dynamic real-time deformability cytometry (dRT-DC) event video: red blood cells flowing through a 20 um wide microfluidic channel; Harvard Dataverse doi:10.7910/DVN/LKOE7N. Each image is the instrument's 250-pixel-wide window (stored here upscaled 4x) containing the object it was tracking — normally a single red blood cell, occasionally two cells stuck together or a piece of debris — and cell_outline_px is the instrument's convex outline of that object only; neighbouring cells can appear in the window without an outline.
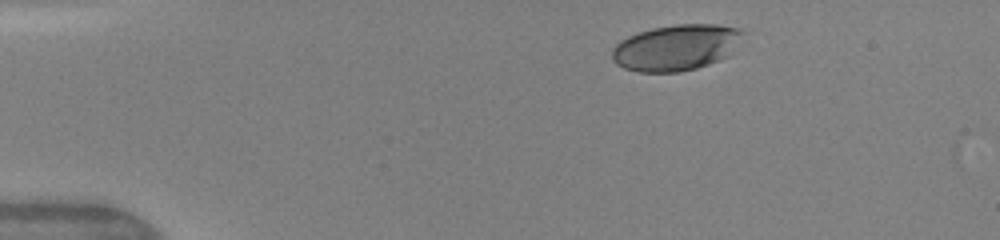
{"species": "human", "species_latin": "Homo sapiens", "temperature_condition": "warm", "stored_images_in_passage": 41, "camera_frame_rate_fps": 3000, "um_per_image_px": 0.085, "donor": {"sex": "female"}, "frame": {"image": 1, "passage_image": 1, "time_ms": 0.0, "image_size_px": [1000, 240], "cell_outline_px": [[748, 32], [728, 56], [708, 64], [696, 68], [680, 72], [636, 72], [624, 68], [616, 64], [612, 60], [612, 48], [620, 40], [628, 36], [652, 28], [676, 24], [716, 24], [740, 28]], "centroid_in_image_um": [57.49, 4.03], "position_along_channel_um": 27.5, "area_um2": 35.43}}
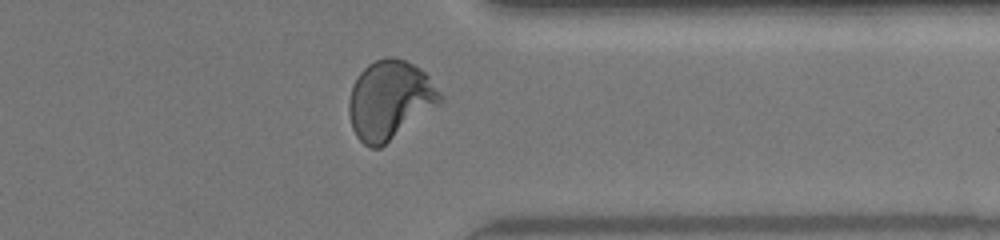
{"frame": {"image": 2, "passage_image": 32, "time_ms": 10.333, "image_size_px": [1000, 240], "cell_outline_px": [[444, 100], [440, 104], [380, 148], [372, 148], [364, 144], [356, 136], [352, 128], [348, 112], [348, 100], [352, 84], [356, 76], [368, 64], [384, 56], [388, 56], [404, 60], [420, 68], [428, 76], [444, 96]], "centroid_in_image_um": [33.12, 8.49], "position_along_channel_um": 378.3, "area_um2": 42.14}}
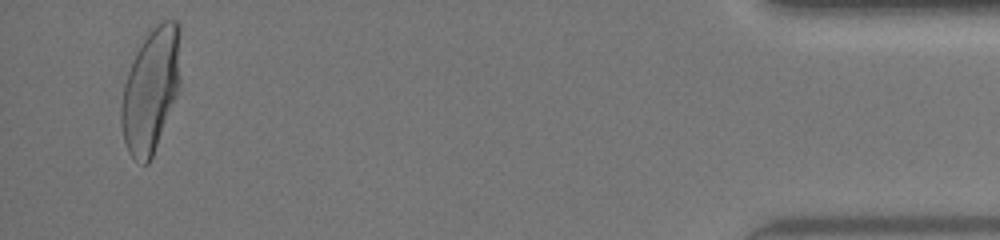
{"frame": {"image": 3, "passage_image": 40, "time_ms": 13.0, "image_size_px": [1000, 240], "cell_outline_px": [[180, 84], [176, 96], [152, 156], [148, 164], [144, 164], [136, 160], [128, 152], [124, 140], [120, 124], [120, 108], [124, 84], [128, 72], [136, 52], [148, 28], [164, 20], [176, 20], [180, 24]], "centroid_in_image_um": [12.82, 7.58], "position_along_channel_um": 422.4, "area_um2": 43.0}, "authors_computed_cell_mechanics": {"area_um2": 39.6508, "velocity_mm_per_s": 4.1557, "shape_relaxation_time_tau1_ms": 4.8288, "shape_relaxation_time_tau2_ms": null, "deformation_change_tau1": 0.2083, "deformation_change_tau2": null}}